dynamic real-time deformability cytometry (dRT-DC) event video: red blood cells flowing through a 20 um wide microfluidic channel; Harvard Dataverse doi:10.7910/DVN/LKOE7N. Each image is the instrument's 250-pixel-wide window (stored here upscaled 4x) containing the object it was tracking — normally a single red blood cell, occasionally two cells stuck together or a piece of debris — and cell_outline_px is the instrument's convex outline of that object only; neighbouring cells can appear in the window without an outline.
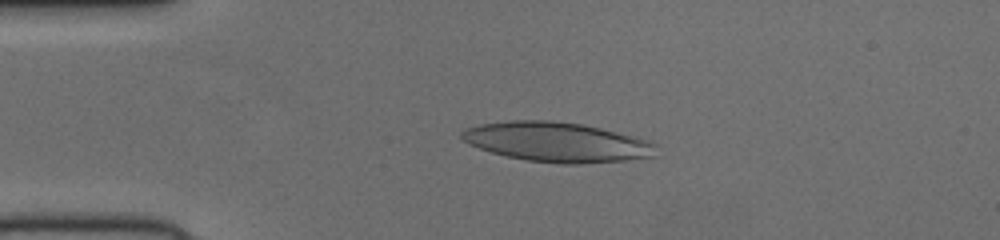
{"species": "human", "species_latin": "Homo sapiens", "temperature_condition": "cold", "stored_images_in_passage": 46, "camera_frame_rate_fps": 3000, "um_per_image_px": 0.085, "donor": {"sex": "female"}, "frame": {"image": 1, "passage_image": 7, "time_ms": 2.0, "image_size_px": [1000, 240], "cell_outline_px": [[652, 156], [624, 160], [580, 164], [560, 164], [528, 160], [508, 156], [492, 152], [468, 144], [460, 136], [460, 132], [468, 128], [480, 124], [512, 120], [552, 120], [580, 124], [600, 128], [644, 140], [652, 144]], "centroid_in_image_um": [47.22, 12.07], "position_along_channel_um": 37.8, "area_um2": 43.99}}
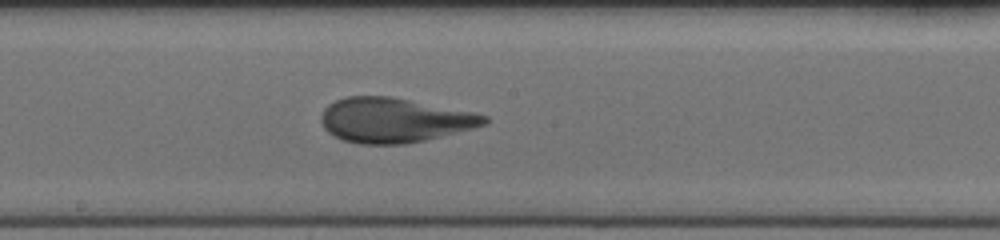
{"frame": {"image": 2, "passage_image": 23, "time_ms": 7.333, "image_size_px": [1000, 240], "cell_outline_px": [[488, 124], [424, 140], [404, 144], [360, 144], [344, 140], [328, 132], [324, 128], [320, 120], [320, 116], [324, 108], [328, 104], [336, 100], [348, 96], [388, 96], [472, 112], [488, 116]], "centroid_in_image_um": [33.47, 10.21], "position_along_channel_um": 214.7, "area_um2": 42.08}}
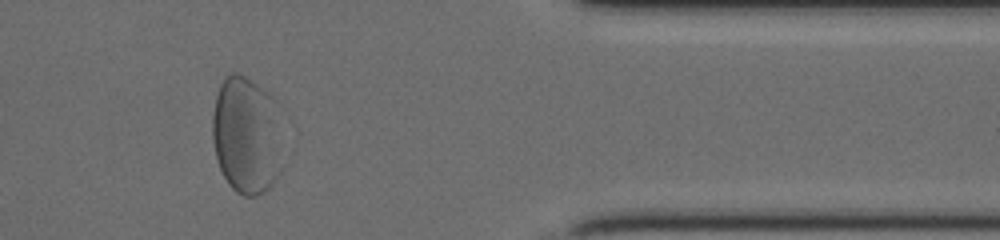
{"frame": {"image": 3, "passage_image": 38, "time_ms": 12.333, "image_size_px": [1000, 240], "cell_outline_px": [[280, 172], [272, 184], [264, 192], [256, 196], [244, 196], [236, 192], [228, 184], [216, 160], [212, 140], [212, 116], [216, 96], [220, 84], [232, 72], [236, 72], [244, 76], [256, 84], [272, 96]], "centroid_in_image_um": [20.84, 11.53], "position_along_channel_um": 390.6, "area_um2": 46.82}}